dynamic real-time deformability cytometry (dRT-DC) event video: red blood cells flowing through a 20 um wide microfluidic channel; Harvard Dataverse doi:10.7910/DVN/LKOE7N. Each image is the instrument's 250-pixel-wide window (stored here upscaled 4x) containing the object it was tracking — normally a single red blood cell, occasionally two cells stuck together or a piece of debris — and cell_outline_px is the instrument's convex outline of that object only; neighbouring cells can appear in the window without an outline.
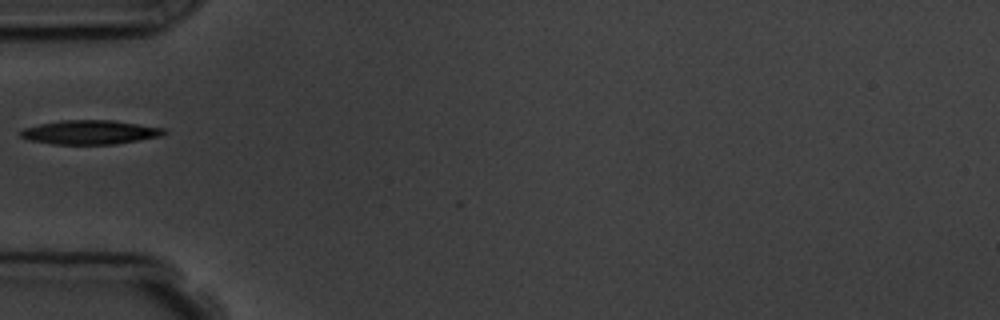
{"species": "common noctule bat (a hibernating species)", "species_latin": "Nyctalus noctula", "temperature_condition": "room temperature", "stored_images_in_passage": 4, "camera_frame_rate_fps": 3000, "um_per_image_px": 0.085, "animal": {"sex": "male", "body_mass_g": 19.5, "forearm_length_mm": 54.6}, "frame": {"image": 1, "passage_image": 2, "time_ms": 1.333, "image_size_px": [1000, 320], "cell_outline_px": [[168, 132], [160, 136], [112, 144], [52, 144], [28, 140], [20, 136], [16, 132], [24, 128], [40, 124], [60, 120], [112, 120], [164, 128]], "centroid_in_image_um": [7.58, 11.24], "position_along_channel_um": 77.4, "area_um2": 20.06}}